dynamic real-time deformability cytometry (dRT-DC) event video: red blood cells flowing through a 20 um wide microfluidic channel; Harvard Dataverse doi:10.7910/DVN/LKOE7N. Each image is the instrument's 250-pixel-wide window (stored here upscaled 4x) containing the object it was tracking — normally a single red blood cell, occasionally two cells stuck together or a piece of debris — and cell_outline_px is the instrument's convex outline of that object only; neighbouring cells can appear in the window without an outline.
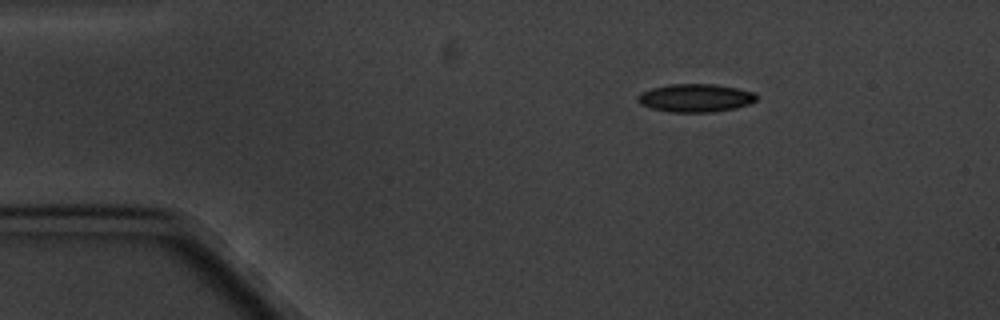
{"species": "common noctule bat (a hibernating species)", "species_latin": "Nyctalus noctula", "temperature_condition": "cold", "stored_images_in_passage": 3, "camera_frame_rate_fps": 3000, "um_per_image_px": 0.085, "animal": {"sex": "male", "body_mass_g": 20.1, "forearm_length_mm": 53.5}, "frame": {"image": 1, "passage_image": 1, "time_ms": 0.0, "image_size_px": [1000, 320], "cell_outline_px": [[756, 100], [748, 104], [736, 108], [712, 112], [668, 112], [652, 108], [640, 104], [636, 100], [636, 96], [640, 92], [652, 88], [668, 84], [716, 84], [756, 92]], "centroid_in_image_um": [59.08, 8.32], "position_along_channel_um": 25.9, "area_um2": 19.59}}